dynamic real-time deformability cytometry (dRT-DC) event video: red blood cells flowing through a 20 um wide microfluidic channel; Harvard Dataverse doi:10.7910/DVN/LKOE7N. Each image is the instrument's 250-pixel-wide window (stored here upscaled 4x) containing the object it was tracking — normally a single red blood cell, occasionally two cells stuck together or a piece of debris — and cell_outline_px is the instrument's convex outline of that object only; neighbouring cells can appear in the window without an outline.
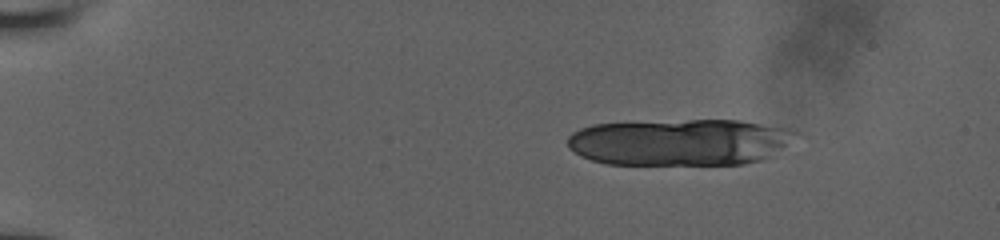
{"species": "human", "species_latin": "Homo sapiens", "temperature_condition": "room temperature", "stored_images_in_passage": 13, "segment_of_instrument_passage": [2, 2], "camera_frame_rate_fps": 3000, "um_per_image_px": 0.085, "donor": {"sex": "male"}, "frame": {"image": 1, "passage_image": 13, "time_ms": 4.333, "image_size_px": [1000, 240], "cell_outline_px": [[796, 132], [784, 144], [764, 160], [744, 164], [604, 164], [580, 156], [568, 148], [568, 136], [572, 132], [580, 128], [596, 124], [688, 120], [736, 120], [760, 124], [780, 128]], "centroid_in_image_um": [57.65, 12.09], "position_along_channel_um": 27.3, "area_um2": 61.09}}